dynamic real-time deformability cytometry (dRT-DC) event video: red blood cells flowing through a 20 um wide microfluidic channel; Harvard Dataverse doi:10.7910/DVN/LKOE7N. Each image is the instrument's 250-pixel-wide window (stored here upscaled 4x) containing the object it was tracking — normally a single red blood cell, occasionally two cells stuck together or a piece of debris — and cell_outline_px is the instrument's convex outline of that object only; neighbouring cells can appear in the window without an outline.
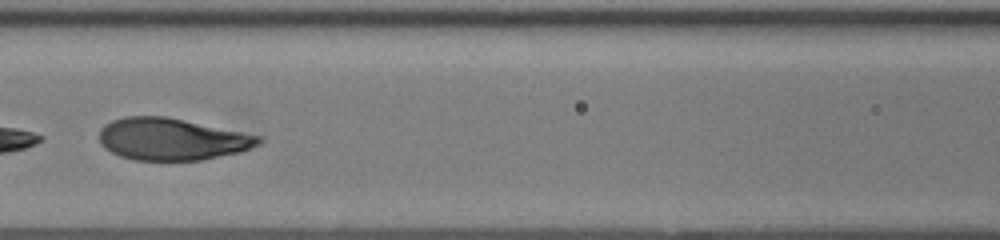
{"species": "human", "species_latin": "Homo sapiens", "temperature_condition": "room temperature", "stored_images_in_passage": 35, "camera_frame_rate_fps": 3000, "um_per_image_px": 0.085, "donor": {"sex": "female"}, "frame": {"image": 1, "passage_image": 14, "time_ms": 4.333, "image_size_px": [1000, 240], "cell_outline_px": [[264, 140], [260, 144], [240, 152], [200, 160], [132, 160], [120, 156], [104, 148], [100, 144], [100, 128], [104, 124], [112, 120], [124, 116], [168, 116], [264, 136]], "centroid_in_image_um": [14.63, 11.81], "position_along_channel_um": 152.0, "area_um2": 39.48}}
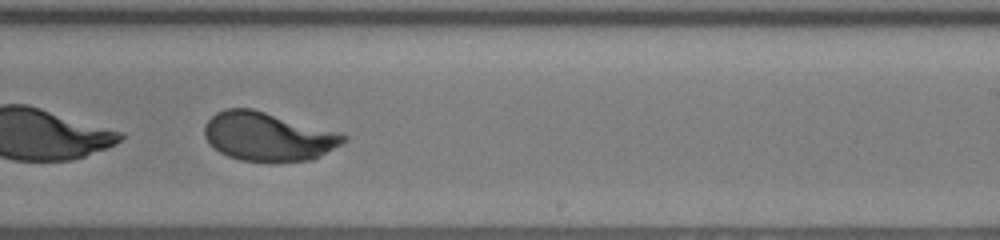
{"frame": {"image": 2, "passage_image": 21, "time_ms": 6.667, "image_size_px": [1000, 240], "cell_outline_px": [[348, 140], [320, 156], [312, 160], [272, 164], [240, 160], [228, 156], [220, 152], [204, 136], [204, 124], [216, 112], [224, 108], [252, 108], [340, 132], [348, 136]], "centroid_in_image_um": [22.8, 11.63], "position_along_channel_um": 266.2, "area_um2": 40.11}}
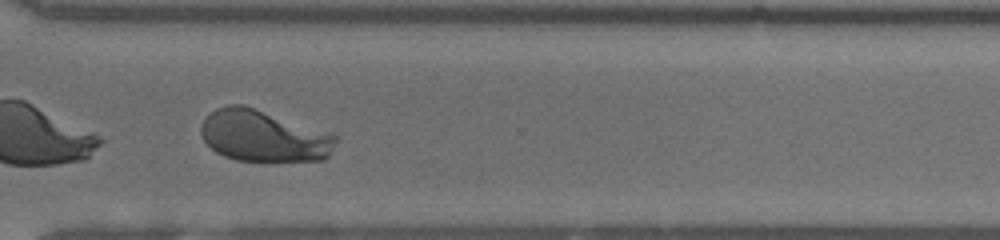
{"frame": {"image": 3, "passage_image": 26, "time_ms": 8.333, "image_size_px": [1000, 240], "cell_outline_px": [[336, 140], [328, 156], [324, 160], [272, 164], [236, 160], [224, 156], [216, 152], [204, 140], [200, 132], [200, 124], [216, 108], [228, 104], [240, 104], [336, 136]], "centroid_in_image_um": [22.36, 11.64], "position_along_channel_um": 348.2, "area_um2": 40.46}}